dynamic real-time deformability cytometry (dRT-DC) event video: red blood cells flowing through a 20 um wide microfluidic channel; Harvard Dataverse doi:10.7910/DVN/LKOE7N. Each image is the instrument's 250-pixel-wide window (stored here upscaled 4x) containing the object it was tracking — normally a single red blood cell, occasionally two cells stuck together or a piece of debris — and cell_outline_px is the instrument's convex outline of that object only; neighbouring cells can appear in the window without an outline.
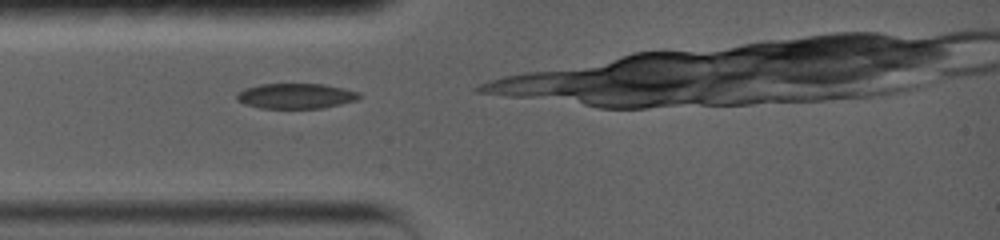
{"species": "common noctule bat (a hibernating species)", "species_latin": "Nyctalus noctula", "temperature_condition": "warm", "stored_images_in_passage": 6, "camera_frame_rate_fps": 5000, "um_per_image_px": 0.085, "animal": {"sex": "female", "body_mass_g": 19.0, "forearm_length_mm": 56.7}, "frame": {"image": 1, "passage_image": 1, "time_ms": 0.0, "image_size_px": [1000, 240], "cell_outline_px": [[360, 96], [356, 100], [340, 104], [320, 108], [260, 108], [244, 104], [236, 100], [236, 92], [244, 88], [260, 84], [324, 84], [344, 88], [360, 92]], "centroid_in_image_um": [25.1, 8.15], "position_along_channel_um": 59.9, "area_um2": 18.09}}